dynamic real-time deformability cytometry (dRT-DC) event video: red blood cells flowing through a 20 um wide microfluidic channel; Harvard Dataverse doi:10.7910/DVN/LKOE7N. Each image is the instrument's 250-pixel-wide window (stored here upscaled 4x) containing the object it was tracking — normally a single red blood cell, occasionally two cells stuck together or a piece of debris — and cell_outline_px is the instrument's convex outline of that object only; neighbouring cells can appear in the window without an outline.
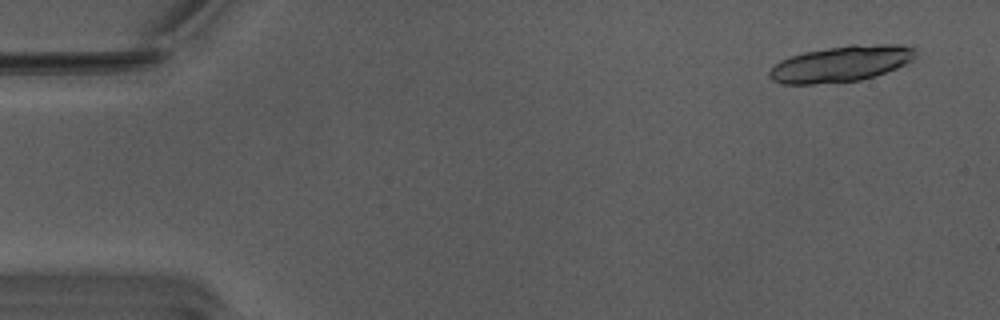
{"species": "Egyptian fruit bat (a non-hibernating species)", "species_latin": "Rousettus aegyptiacus", "temperature_condition": "warm", "stored_images_in_passage": 19, "camera_frame_rate_fps": 3000, "um_per_image_px": 0.085, "animal": {"sex": "male"}, "frame": {"image": 1, "passage_image": 3, "time_ms": 0.667, "image_size_px": [1000, 320], "cell_outline_px": [[916, 56], [912, 60], [896, 68], [860, 80], [812, 84], [780, 84], [772, 80], [768, 76], [768, 72], [780, 60], [804, 52], [852, 44], [900, 44], [916, 48]], "centroid_in_image_um": [71.48, 5.41], "position_along_channel_um": 13.5, "area_um2": 30.52}}